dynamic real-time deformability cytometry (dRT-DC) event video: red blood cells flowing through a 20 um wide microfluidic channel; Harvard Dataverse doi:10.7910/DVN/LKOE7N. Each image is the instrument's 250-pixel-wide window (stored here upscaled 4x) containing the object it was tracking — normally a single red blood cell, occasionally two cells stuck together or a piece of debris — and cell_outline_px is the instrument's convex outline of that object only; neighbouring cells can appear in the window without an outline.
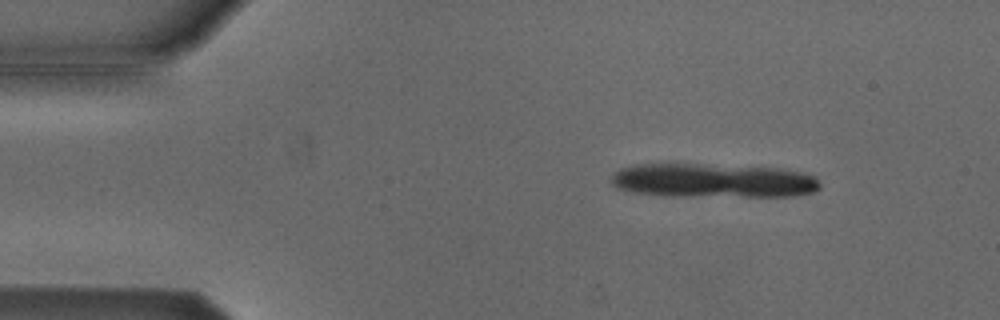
{"species": "Egyptian fruit bat (a non-hibernating species)", "species_latin": "Rousettus aegyptiacus", "temperature_condition": "cold", "stored_images_in_passage": 3, "camera_frame_rate_fps": 3000, "um_per_image_px": 0.085, "animal": {"sex": "male"}, "frame": {"image": 1, "passage_image": 1, "time_ms": 0.0, "image_size_px": [1000, 320], "cell_outline_px": [[820, 188], [812, 192], [796, 196], [664, 196], [632, 192], [616, 188], [612, 184], [612, 176], [620, 168], [636, 164], [700, 164], [776, 168], [816, 176], [820, 184]], "centroid_in_image_um": [60.58, 15.36], "position_along_channel_um": 24.4, "area_um2": 41.5}}